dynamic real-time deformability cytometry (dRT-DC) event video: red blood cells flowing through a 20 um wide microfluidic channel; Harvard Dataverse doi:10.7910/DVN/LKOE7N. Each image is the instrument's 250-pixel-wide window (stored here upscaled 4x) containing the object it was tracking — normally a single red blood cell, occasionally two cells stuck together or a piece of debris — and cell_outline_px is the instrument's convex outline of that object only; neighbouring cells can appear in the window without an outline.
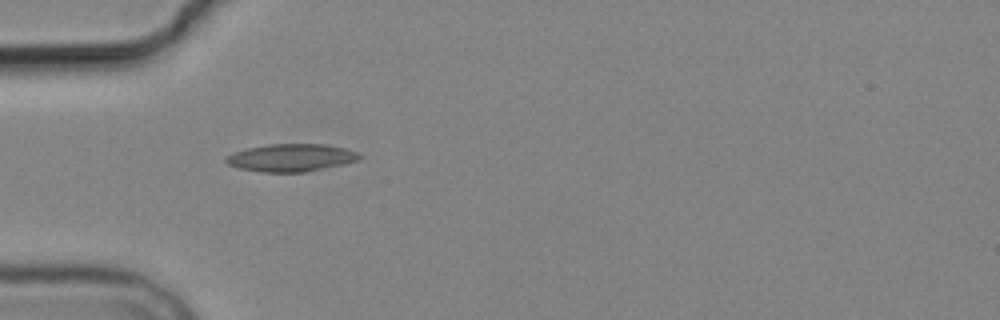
{"species": "common noctule bat (a hibernating species)", "species_latin": "Nyctalus noctula", "temperature_condition": "cold", "stored_images_in_passage": 7, "camera_frame_rate_fps": 3000, "um_per_image_px": 0.085, "animal": {"sex": "male", "body_mass_g": 19.2, "forearm_length_mm": 51.8}, "frame": {"image": 1, "passage_image": 4, "time_ms": 3.333, "image_size_px": [1000, 320], "cell_outline_px": [[360, 156], [356, 160], [344, 164], [304, 172], [260, 172], [240, 168], [228, 164], [224, 160], [224, 156], [248, 148], [268, 144], [324, 144], [344, 148], [356, 152]], "centroid_in_image_um": [24.7, 13.4], "position_along_channel_um": 60.3, "area_um2": 21.21}}
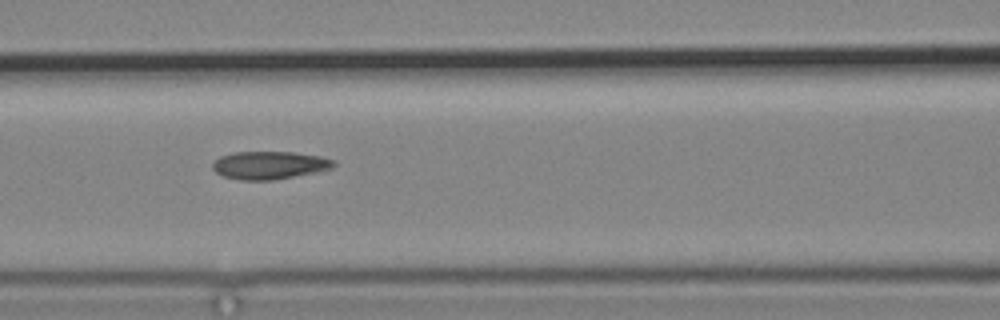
{"frame": {"image": 2, "passage_image": 6, "time_ms": 5.667, "image_size_px": [1000, 320], "cell_outline_px": [[336, 164], [332, 168], [320, 172], [272, 180], [240, 180], [224, 176], [216, 172], [212, 168], [212, 164], [220, 156], [232, 152], [292, 152], [320, 156], [336, 160]], "centroid_in_image_um": [22.94, 14.04], "position_along_channel_um": 143.7, "area_um2": 19.83}}
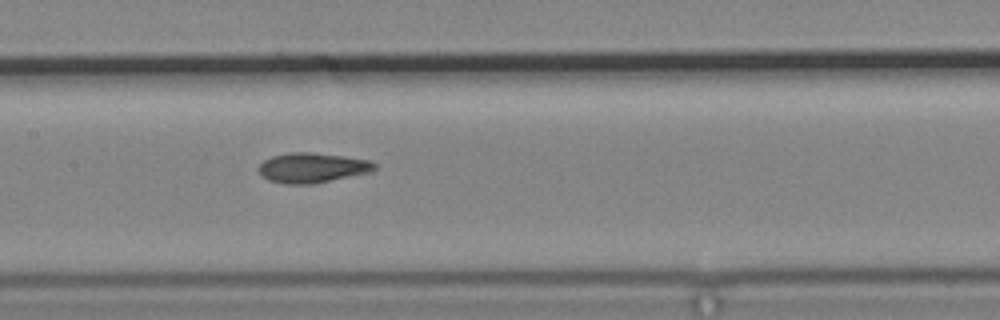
{"frame": {"image": 3, "passage_image": 7, "time_ms": 6.667, "image_size_px": [1000, 320], "cell_outline_px": [[376, 168], [372, 172], [312, 184], [284, 184], [268, 180], [256, 168], [264, 160], [272, 156], [292, 152], [312, 152], [344, 156], [372, 160], [376, 164]], "centroid_in_image_um": [26.57, 14.25], "position_along_channel_um": 180.8, "area_um2": 20.35}}